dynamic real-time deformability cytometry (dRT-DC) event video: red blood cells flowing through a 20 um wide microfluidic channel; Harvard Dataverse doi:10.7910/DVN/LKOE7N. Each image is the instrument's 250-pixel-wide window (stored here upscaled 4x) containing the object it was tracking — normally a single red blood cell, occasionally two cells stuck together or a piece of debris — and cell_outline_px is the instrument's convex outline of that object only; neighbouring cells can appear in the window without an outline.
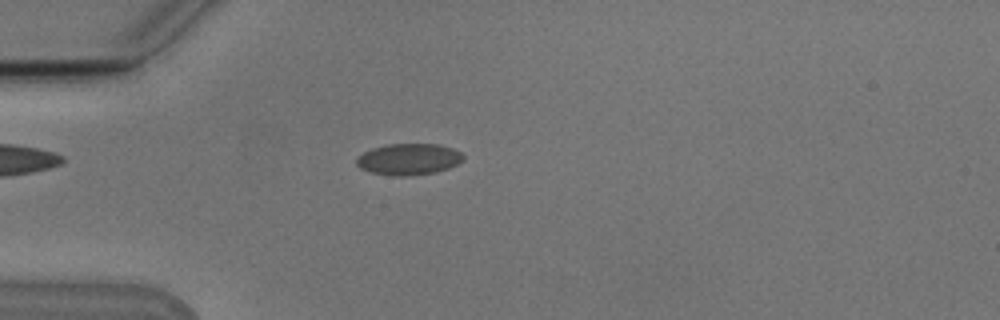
{"species": "Egyptian fruit bat (a non-hibernating species)", "species_latin": "Rousettus aegyptiacus", "temperature_condition": "cold", "stored_images_in_passage": 47, "camera_frame_rate_fps": 3000, "um_per_image_px": 0.085, "animal": {"sex": "male"}, "frame": {"image": 1, "passage_image": 8, "time_ms": 2.333, "image_size_px": [1000, 320], "cell_outline_px": [[464, 160], [448, 168], [436, 172], [412, 176], [392, 176], [372, 172], [360, 168], [356, 164], [356, 156], [372, 148], [388, 144], [440, 144], [452, 148], [460, 152], [464, 156]], "centroid_in_image_um": [34.73, 13.53], "position_along_channel_um": 50.3, "area_um2": 19.65}}
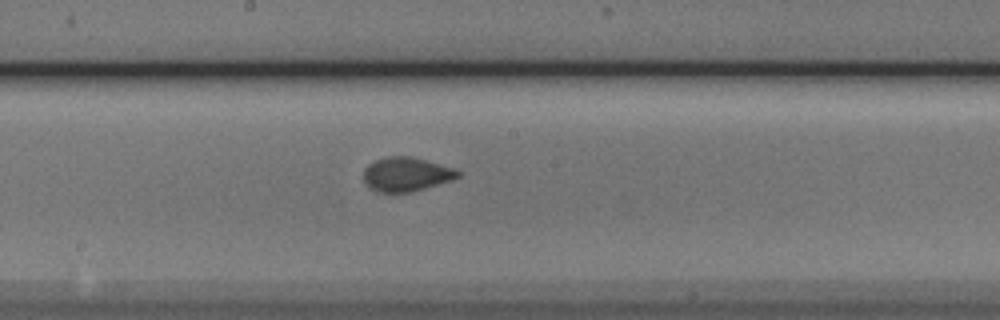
{"frame": {"image": 2, "passage_image": 22, "time_ms": 7.0, "image_size_px": [1000, 320], "cell_outline_px": [[460, 176], [452, 180], [412, 192], [376, 192], [368, 188], [364, 180], [364, 168], [368, 164], [376, 160], [388, 156], [408, 156], [424, 160], [452, 168], [460, 172]], "centroid_in_image_um": [34.49, 14.83], "position_along_channel_um": 213.7, "area_um2": 18.61}}
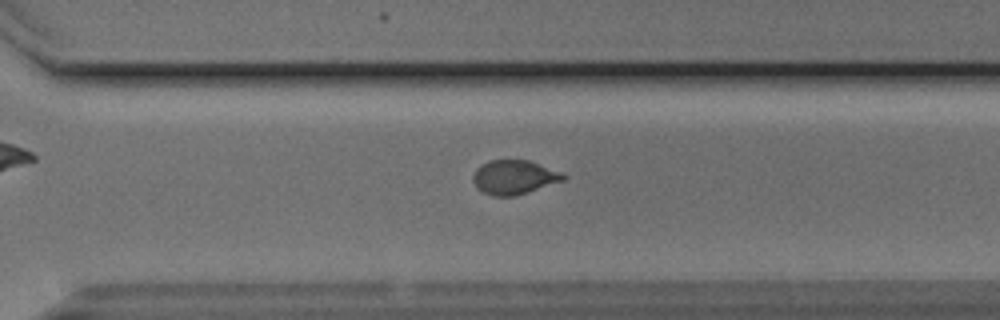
{"frame": {"image": 3, "passage_image": 31, "time_ms": 10.0, "image_size_px": [1000, 320], "cell_outline_px": [[568, 176], [564, 180], [516, 196], [492, 196], [476, 188], [472, 180], [472, 176], [476, 168], [488, 160], [528, 160], [564, 172]], "centroid_in_image_um": [43.7, 15.06], "position_along_channel_um": 326.9, "area_um2": 18.21}, "authors_computed_cell_mechanics": {"area_um2": 18.496, "velocity_mm_per_s": 3.7865, "shape_relaxation_time_tau1_ms": 4.7365, "shape_relaxation_time_tau2_ms": null, "deformation_change_tau1": 0.1026, "deformation_change_tau2": null}}